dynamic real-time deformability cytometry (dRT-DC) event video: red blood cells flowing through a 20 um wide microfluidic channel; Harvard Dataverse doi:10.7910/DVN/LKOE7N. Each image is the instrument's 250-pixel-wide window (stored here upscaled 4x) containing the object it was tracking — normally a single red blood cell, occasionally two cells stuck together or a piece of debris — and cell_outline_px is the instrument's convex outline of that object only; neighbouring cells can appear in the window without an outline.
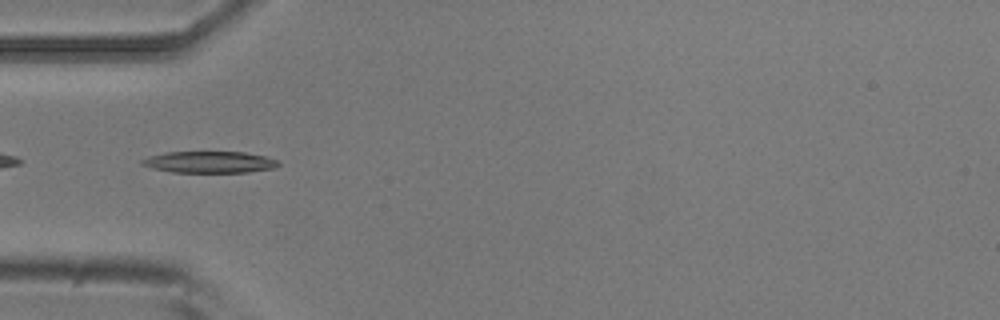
{"species": "common noctule bat (a hibernating species)", "species_latin": "Nyctalus noctula", "temperature_condition": "room temperature", "stored_images_in_passage": 1, "camera_frame_rate_fps": 3000, "um_per_image_px": 0.085, "animal": {"sex": "male", "body_mass_g": 20.5, "forearm_length_mm": 52.5}, "frame": {"image": 1, "passage_image": 1, "time_ms": 0.0, "image_size_px": [1000, 320], "cell_outline_px": [[280, 164], [276, 168], [248, 172], [172, 172], [152, 168], [140, 164], [140, 160], [148, 156], [164, 152], [244, 152], [264, 156], [276, 160]], "centroid_in_image_um": [17.78, 13.78], "position_along_channel_um": 67.2, "area_um2": 17.17}}